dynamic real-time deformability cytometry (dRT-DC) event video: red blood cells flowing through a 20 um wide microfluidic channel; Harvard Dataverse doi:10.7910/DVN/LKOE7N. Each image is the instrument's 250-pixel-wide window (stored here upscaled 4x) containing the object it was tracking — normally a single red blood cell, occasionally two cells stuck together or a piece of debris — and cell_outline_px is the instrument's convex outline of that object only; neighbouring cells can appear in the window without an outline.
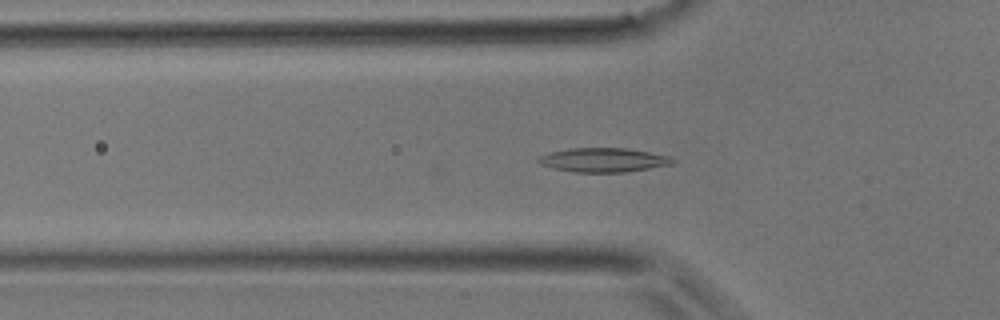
{"species": "common noctule bat (a hibernating species)", "species_latin": "Nyctalus noctula", "temperature_condition": "room temperature", "stored_images_in_passage": 3, "camera_frame_rate_fps": 3000, "um_per_image_px": 0.085, "animal": {"sex": "male", "body_mass_g": 17.9}, "frame": {"image": 1, "passage_image": 3, "time_ms": 0.667, "image_size_px": [1000, 320], "cell_outline_px": [[676, 160], [672, 164], [624, 172], [572, 172], [552, 168], [540, 164], [536, 160], [536, 156], [568, 148], [624, 148], [648, 152], [668, 156]], "centroid_in_image_um": [51.21, 13.6], "position_along_channel_um": 74.6, "area_um2": 18.79}}